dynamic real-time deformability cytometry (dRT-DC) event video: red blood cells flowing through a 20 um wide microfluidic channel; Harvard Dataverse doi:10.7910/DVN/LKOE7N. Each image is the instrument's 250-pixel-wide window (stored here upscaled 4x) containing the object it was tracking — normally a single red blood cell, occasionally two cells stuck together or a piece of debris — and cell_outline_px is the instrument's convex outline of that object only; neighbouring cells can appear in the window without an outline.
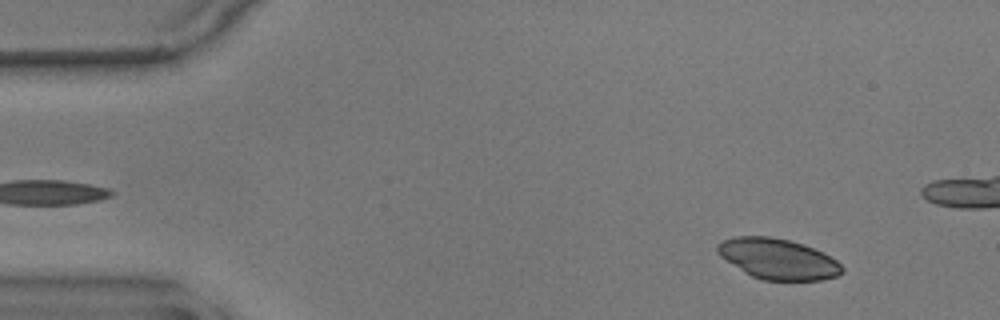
{"species": "common noctule bat (a hibernating species)", "species_latin": "Nyctalus noctula", "temperature_condition": "warm", "stored_images_in_passage": 57, "camera_frame_rate_fps": 3000, "um_per_image_px": 0.085, "animal": {"sex": "male", "body_mass_g": 17.9}, "frame": {"image": 1, "passage_image": 5, "time_ms": 1.333, "image_size_px": [1000, 320], "cell_outline_px": [[844, 272], [836, 276], [820, 280], [764, 280], [752, 276], [744, 272], [720, 256], [716, 252], [716, 244], [724, 240], [736, 236], [768, 236], [788, 240], [804, 244], [824, 252], [836, 260], [844, 268]], "centroid_in_image_um": [66.13, 22.0], "position_along_channel_um": 18.9, "area_um2": 29.48}}